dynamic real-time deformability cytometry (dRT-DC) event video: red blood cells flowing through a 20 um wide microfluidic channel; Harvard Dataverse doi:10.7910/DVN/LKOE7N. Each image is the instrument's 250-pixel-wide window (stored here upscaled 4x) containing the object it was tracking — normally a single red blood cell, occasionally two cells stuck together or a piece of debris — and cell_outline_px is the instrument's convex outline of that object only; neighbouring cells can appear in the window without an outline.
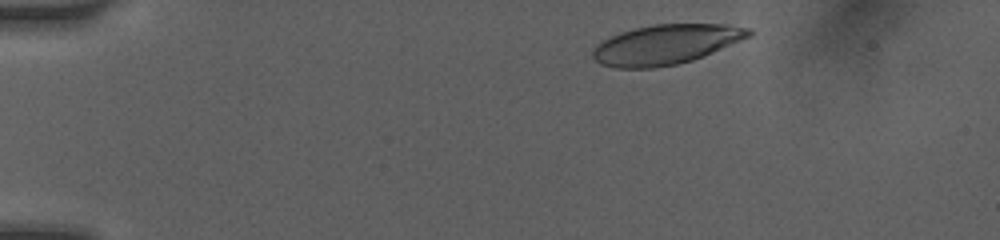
{"species": "human", "species_latin": "Homo sapiens", "temperature_condition": "room temperature", "stored_images_in_passage": 32, "camera_frame_rate_fps": 3000, "um_per_image_px": 0.085, "donor": {"sex": "female"}, "frame": {"image": 1, "passage_image": 3, "time_ms": 0.667, "image_size_px": [1000, 240], "cell_outline_px": [[752, 36], [704, 56], [692, 60], [676, 64], [652, 68], [616, 68], [600, 64], [592, 56], [592, 48], [608, 36], [620, 32], [636, 28], [656, 24], [728, 24], [748, 28], [752, 32]], "centroid_in_image_um": [56.59, 3.78], "position_along_channel_um": 28.4, "area_um2": 36.24}}
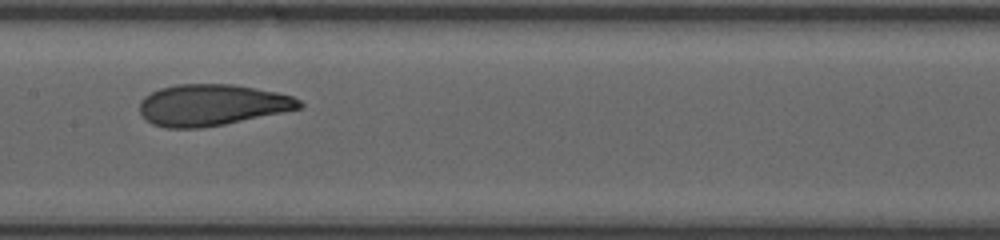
{"frame": {"image": 2, "passage_image": 18, "time_ms": 6.667, "image_size_px": [1000, 240], "cell_outline_px": [[304, 104], [300, 108], [224, 124], [200, 128], [168, 128], [152, 124], [140, 112], [140, 100], [144, 96], [160, 88], [176, 84], [232, 84], [256, 88], [276, 92], [292, 96], [300, 100]], "centroid_in_image_um": [17.99, 8.91], "position_along_channel_um": 189.4, "area_um2": 38.21}}
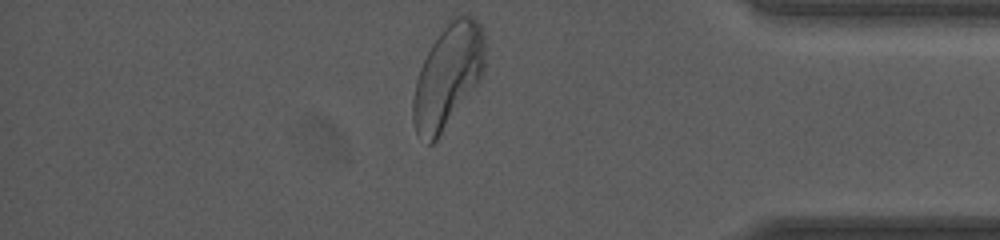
{"frame": {"image": 3, "passage_image": 32, "time_ms": 12.333, "image_size_px": [1000, 240], "cell_outline_px": [[484, 68], [480, 80], [436, 140], [432, 144], [428, 144], [416, 132], [412, 120], [412, 100], [416, 80], [420, 68], [432, 44], [440, 32], [460, 12], [472, 16], [484, 28]], "centroid_in_image_um": [38.07, 6.45], "position_along_channel_um": 397.1, "area_um2": 42.89}, "authors_computed_cell_mechanics": {"area_um2": 38.3792, "velocity_mm_per_s": 4.0948, "shape_relaxation_time_tau1_ms": 4.5032, "shape_relaxation_time_tau2_ms": 1.2517, "deformation_change_tau1": 0.1991, "deformation_change_tau2": 0.0835}}